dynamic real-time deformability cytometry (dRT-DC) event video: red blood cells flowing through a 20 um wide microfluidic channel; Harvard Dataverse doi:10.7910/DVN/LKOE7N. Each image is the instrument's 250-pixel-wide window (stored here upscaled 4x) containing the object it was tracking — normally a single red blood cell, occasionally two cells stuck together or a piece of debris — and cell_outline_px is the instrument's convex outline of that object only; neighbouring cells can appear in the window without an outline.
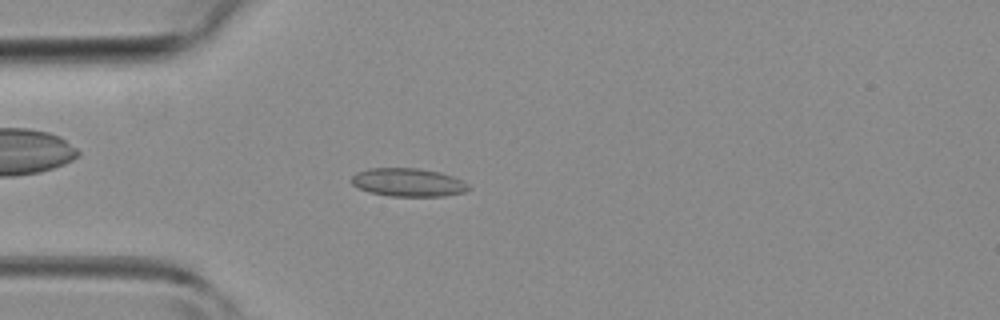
{"species": "common noctule bat (a hibernating species)", "species_latin": "Nyctalus noctula", "temperature_condition": "room temperature", "stored_images_in_passage": 4, "camera_frame_rate_fps": 3000, "um_per_image_px": 0.085, "animal": {"sex": "female", "body_mass_g": 19.3, "forearm_length_mm": 54.1}, "frame": {"image": 1, "passage_image": 4, "time_ms": 4.0, "image_size_px": [1000, 320], "cell_outline_px": [[472, 188], [464, 192], [444, 196], [388, 196], [368, 192], [352, 184], [348, 180], [356, 172], [368, 168], [416, 168], [440, 172], [452, 176], [468, 184]], "centroid_in_image_um": [34.65, 15.5], "position_along_channel_um": 50.3, "area_um2": 19.42}}